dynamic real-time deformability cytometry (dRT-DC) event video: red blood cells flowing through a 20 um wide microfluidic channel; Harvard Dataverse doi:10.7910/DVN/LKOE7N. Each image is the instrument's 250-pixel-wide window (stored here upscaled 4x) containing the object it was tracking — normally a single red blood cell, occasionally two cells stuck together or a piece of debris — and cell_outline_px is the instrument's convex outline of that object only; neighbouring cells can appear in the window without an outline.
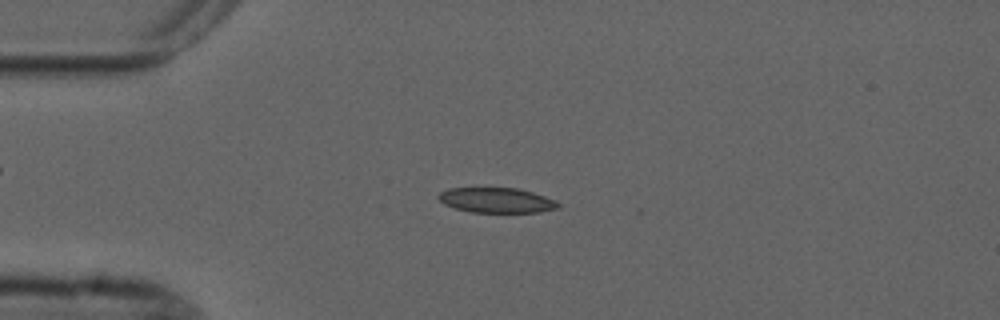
{"species": "common noctule bat (a hibernating species)", "species_latin": "Nyctalus noctula", "temperature_condition": "cold", "stored_images_in_passage": 8, "camera_frame_rate_fps": 3000, "um_per_image_px": 0.085, "animal": {"sex": "male", "forearm_length_mm": 52.5}, "frame": {"image": 1, "passage_image": 1, "time_ms": 0.0, "image_size_px": [1000, 320], "cell_outline_px": [[560, 208], [540, 212], [472, 212], [456, 208], [444, 204], [436, 196], [440, 192], [448, 188], [520, 188], [556, 200], [560, 204]], "centroid_in_image_um": [42.23, 17.01], "position_along_channel_um": 42.8, "area_um2": 17.51}}
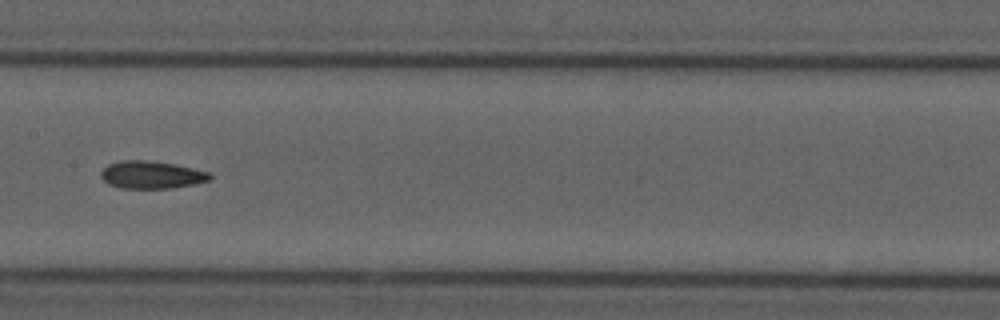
{"frame": {"image": 2, "passage_image": 5, "time_ms": 4.667, "image_size_px": [1000, 320], "cell_outline_px": [[212, 180], [192, 184], [168, 188], [120, 188], [108, 184], [100, 176], [100, 172], [108, 164], [120, 160], [144, 160], [172, 164], [192, 168], [208, 172], [212, 176]], "centroid_in_image_um": [12.84, 14.86], "position_along_channel_um": 194.6, "area_um2": 17.34}}
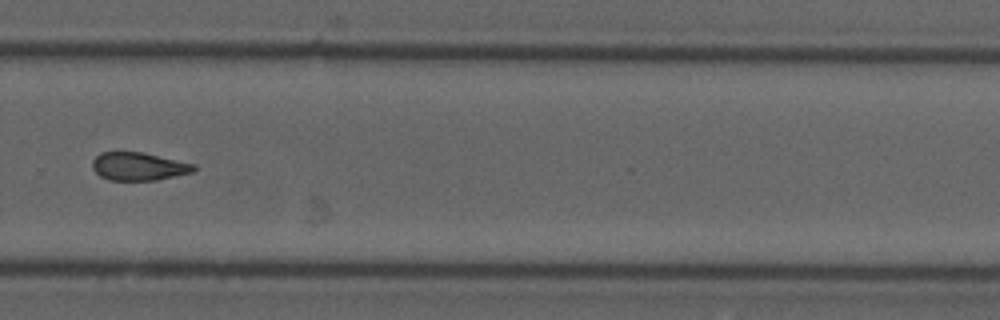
{"frame": {"image": 3, "passage_image": 8, "time_ms": 8.0, "image_size_px": [1000, 320], "cell_outline_px": [[196, 168], [192, 172], [156, 180], [108, 180], [100, 176], [92, 168], [92, 160], [100, 152], [140, 152], [196, 164]], "centroid_in_image_um": [11.75, 14.14], "position_along_channel_um": 318.0, "area_um2": 16.47}}